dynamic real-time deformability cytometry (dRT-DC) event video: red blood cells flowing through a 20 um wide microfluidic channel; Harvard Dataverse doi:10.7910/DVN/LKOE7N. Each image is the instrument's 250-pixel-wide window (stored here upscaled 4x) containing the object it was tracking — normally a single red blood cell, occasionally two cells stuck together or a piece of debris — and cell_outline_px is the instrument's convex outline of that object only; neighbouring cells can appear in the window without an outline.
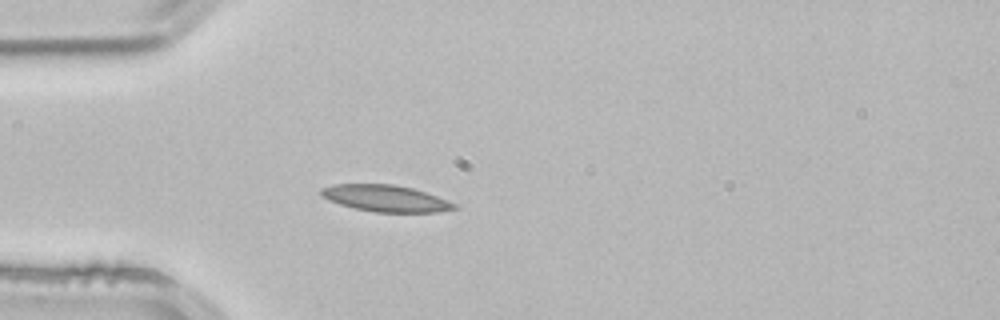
{"species": "common noctule bat (a hibernating species)", "species_latin": "Nyctalus noctula", "temperature_condition": "room temperature", "stored_images_in_passage": 4, "camera_frame_rate_fps": 3000, "um_per_image_px": 0.085, "animal": {"sex": "male", "body_mass_g": 21.5, "forearm_length_mm": 52.0}, "frame": {"image": 1, "passage_image": 4, "time_ms": 1.0, "image_size_px": [1000, 320], "cell_outline_px": [[456, 208], [436, 212], [372, 212], [340, 204], [328, 200], [320, 196], [320, 188], [332, 184], [392, 184], [412, 188], [436, 196], [456, 204]], "centroid_in_image_um": [32.7, 16.85], "position_along_channel_um": 52.3, "area_um2": 20.46}}